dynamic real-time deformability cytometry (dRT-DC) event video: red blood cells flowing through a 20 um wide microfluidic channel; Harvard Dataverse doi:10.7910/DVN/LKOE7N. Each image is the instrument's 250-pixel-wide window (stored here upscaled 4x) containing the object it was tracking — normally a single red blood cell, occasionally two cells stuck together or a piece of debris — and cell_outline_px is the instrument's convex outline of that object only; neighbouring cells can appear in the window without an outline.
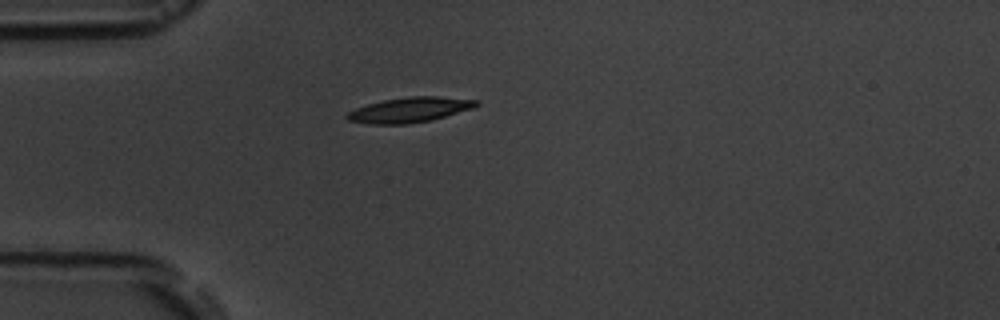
{"species": "common noctule bat (a hibernating species)", "species_latin": "Nyctalus noctula", "temperature_condition": "room temperature", "stored_images_in_passage": 2, "camera_frame_rate_fps": 3000, "um_per_image_px": 0.085, "animal": {"sex": "male", "body_mass_g": 19.5, "forearm_length_mm": 54.6}, "frame": {"image": 1, "passage_image": 1, "time_ms": 0.0, "image_size_px": [1000, 320], "cell_outline_px": [[480, 104], [472, 108], [432, 120], [408, 124], [372, 124], [348, 120], [344, 116], [348, 112], [356, 108], [368, 104], [384, 100], [408, 96], [440, 96], [480, 100]], "centroid_in_image_um": [34.84, 9.33], "position_along_channel_um": 50.2, "area_um2": 18.9}}